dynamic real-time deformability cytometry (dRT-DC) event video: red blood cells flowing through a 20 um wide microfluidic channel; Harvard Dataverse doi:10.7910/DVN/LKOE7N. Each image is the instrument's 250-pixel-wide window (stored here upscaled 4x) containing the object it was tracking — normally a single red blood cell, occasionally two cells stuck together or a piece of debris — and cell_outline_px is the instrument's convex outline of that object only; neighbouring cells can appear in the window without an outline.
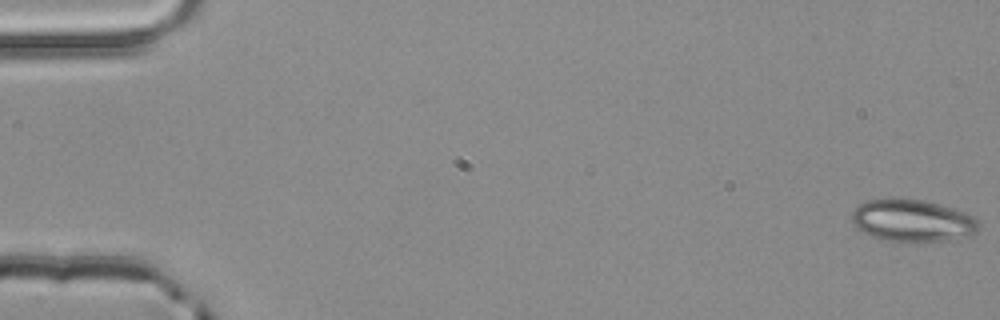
{"species": "common noctule bat (a hibernating species)", "species_latin": "Nyctalus noctula", "temperature_condition": "room temperature", "stored_images_in_passage": 4, "camera_frame_rate_fps": 3000, "um_per_image_px": 0.085, "animal": {"sex": "male", "body_mass_g": 20.4}, "frame": {"image": 1, "passage_image": 1, "time_ms": 0.0, "image_size_px": [1000, 320], "cell_outline_px": [[976, 232], [972, 236], [952, 240], [884, 240], [872, 236], [856, 228], [852, 224], [852, 212], [860, 204], [868, 200], [900, 196], [924, 200], [940, 204], [964, 212], [972, 216], [976, 220]], "centroid_in_image_um": [77.52, 18.71], "position_along_channel_um": 7.5, "area_um2": 31.15}}